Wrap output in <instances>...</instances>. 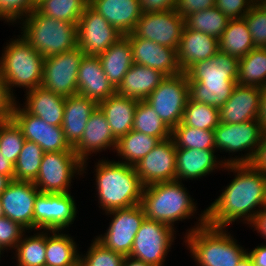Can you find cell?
<instances>
[{"instance_id":"obj_11","label":"cell","mask_w":266,"mask_h":266,"mask_svg":"<svg viewBox=\"0 0 266 266\" xmlns=\"http://www.w3.org/2000/svg\"><path fill=\"white\" fill-rule=\"evenodd\" d=\"M84 53L78 48L45 58L41 86L68 97L77 94V77Z\"/></svg>"},{"instance_id":"obj_56","label":"cell","mask_w":266,"mask_h":266,"mask_svg":"<svg viewBox=\"0 0 266 266\" xmlns=\"http://www.w3.org/2000/svg\"><path fill=\"white\" fill-rule=\"evenodd\" d=\"M257 120L263 132H266V86L261 87L260 107Z\"/></svg>"},{"instance_id":"obj_45","label":"cell","mask_w":266,"mask_h":266,"mask_svg":"<svg viewBox=\"0 0 266 266\" xmlns=\"http://www.w3.org/2000/svg\"><path fill=\"white\" fill-rule=\"evenodd\" d=\"M92 242L86 255L80 254L79 266H122L125 256L105 248L96 239Z\"/></svg>"},{"instance_id":"obj_22","label":"cell","mask_w":266,"mask_h":266,"mask_svg":"<svg viewBox=\"0 0 266 266\" xmlns=\"http://www.w3.org/2000/svg\"><path fill=\"white\" fill-rule=\"evenodd\" d=\"M116 93L102 69L98 56L83 55L77 77V94L97 104Z\"/></svg>"},{"instance_id":"obj_14","label":"cell","mask_w":266,"mask_h":266,"mask_svg":"<svg viewBox=\"0 0 266 266\" xmlns=\"http://www.w3.org/2000/svg\"><path fill=\"white\" fill-rule=\"evenodd\" d=\"M77 207L70 193H39L34 205V231L66 229L73 224Z\"/></svg>"},{"instance_id":"obj_54","label":"cell","mask_w":266,"mask_h":266,"mask_svg":"<svg viewBox=\"0 0 266 266\" xmlns=\"http://www.w3.org/2000/svg\"><path fill=\"white\" fill-rule=\"evenodd\" d=\"M249 225L255 227V231L257 230L263 239H266V205L254 216Z\"/></svg>"},{"instance_id":"obj_34","label":"cell","mask_w":266,"mask_h":266,"mask_svg":"<svg viewBox=\"0 0 266 266\" xmlns=\"http://www.w3.org/2000/svg\"><path fill=\"white\" fill-rule=\"evenodd\" d=\"M160 141L161 140L157 137L131 130L125 136L117 140L115 151L118 156L125 160H118V162L135 166L158 145Z\"/></svg>"},{"instance_id":"obj_62","label":"cell","mask_w":266,"mask_h":266,"mask_svg":"<svg viewBox=\"0 0 266 266\" xmlns=\"http://www.w3.org/2000/svg\"><path fill=\"white\" fill-rule=\"evenodd\" d=\"M4 216L3 211H2V205H1V201H0V217Z\"/></svg>"},{"instance_id":"obj_20","label":"cell","mask_w":266,"mask_h":266,"mask_svg":"<svg viewBox=\"0 0 266 266\" xmlns=\"http://www.w3.org/2000/svg\"><path fill=\"white\" fill-rule=\"evenodd\" d=\"M132 47L133 62L161 71L166 76L182 73L176 49L159 45L139 37H128Z\"/></svg>"},{"instance_id":"obj_21","label":"cell","mask_w":266,"mask_h":266,"mask_svg":"<svg viewBox=\"0 0 266 266\" xmlns=\"http://www.w3.org/2000/svg\"><path fill=\"white\" fill-rule=\"evenodd\" d=\"M261 88L236 84L230 98L219 108V122L237 124L256 120Z\"/></svg>"},{"instance_id":"obj_17","label":"cell","mask_w":266,"mask_h":266,"mask_svg":"<svg viewBox=\"0 0 266 266\" xmlns=\"http://www.w3.org/2000/svg\"><path fill=\"white\" fill-rule=\"evenodd\" d=\"M40 191L33 182L12 180L0 196L5 217L34 230V205Z\"/></svg>"},{"instance_id":"obj_4","label":"cell","mask_w":266,"mask_h":266,"mask_svg":"<svg viewBox=\"0 0 266 266\" xmlns=\"http://www.w3.org/2000/svg\"><path fill=\"white\" fill-rule=\"evenodd\" d=\"M21 18V34L44 58L78 47L77 25L41 14L36 8Z\"/></svg>"},{"instance_id":"obj_7","label":"cell","mask_w":266,"mask_h":266,"mask_svg":"<svg viewBox=\"0 0 266 266\" xmlns=\"http://www.w3.org/2000/svg\"><path fill=\"white\" fill-rule=\"evenodd\" d=\"M263 133L257 119L237 124L219 123L214 129L216 150L229 153L246 150L248 153L241 157L235 156L223 160L225 164H250L257 152Z\"/></svg>"},{"instance_id":"obj_3","label":"cell","mask_w":266,"mask_h":266,"mask_svg":"<svg viewBox=\"0 0 266 266\" xmlns=\"http://www.w3.org/2000/svg\"><path fill=\"white\" fill-rule=\"evenodd\" d=\"M95 167L100 209L108 212L141 203L144 185L134 166L102 159Z\"/></svg>"},{"instance_id":"obj_28","label":"cell","mask_w":266,"mask_h":266,"mask_svg":"<svg viewBox=\"0 0 266 266\" xmlns=\"http://www.w3.org/2000/svg\"><path fill=\"white\" fill-rule=\"evenodd\" d=\"M23 107L29 114L39 117L53 126H61L66 97L53 93L42 86L29 90Z\"/></svg>"},{"instance_id":"obj_50","label":"cell","mask_w":266,"mask_h":266,"mask_svg":"<svg viewBox=\"0 0 266 266\" xmlns=\"http://www.w3.org/2000/svg\"><path fill=\"white\" fill-rule=\"evenodd\" d=\"M16 97H14L5 81L0 76V122L11 120L13 109L16 104Z\"/></svg>"},{"instance_id":"obj_59","label":"cell","mask_w":266,"mask_h":266,"mask_svg":"<svg viewBox=\"0 0 266 266\" xmlns=\"http://www.w3.org/2000/svg\"><path fill=\"white\" fill-rule=\"evenodd\" d=\"M12 179L9 176H5L0 174V196L5 191V189L8 187Z\"/></svg>"},{"instance_id":"obj_44","label":"cell","mask_w":266,"mask_h":266,"mask_svg":"<svg viewBox=\"0 0 266 266\" xmlns=\"http://www.w3.org/2000/svg\"><path fill=\"white\" fill-rule=\"evenodd\" d=\"M25 140L21 129L12 119L0 122V152L11 163H16Z\"/></svg>"},{"instance_id":"obj_15","label":"cell","mask_w":266,"mask_h":266,"mask_svg":"<svg viewBox=\"0 0 266 266\" xmlns=\"http://www.w3.org/2000/svg\"><path fill=\"white\" fill-rule=\"evenodd\" d=\"M78 48L84 55L98 56L123 35L87 5L77 24Z\"/></svg>"},{"instance_id":"obj_19","label":"cell","mask_w":266,"mask_h":266,"mask_svg":"<svg viewBox=\"0 0 266 266\" xmlns=\"http://www.w3.org/2000/svg\"><path fill=\"white\" fill-rule=\"evenodd\" d=\"M117 140L114 138L111 128L99 108L89 117L81 140L73 147L78 159L82 162V173L86 169L88 156L91 153L101 152L105 149L116 148Z\"/></svg>"},{"instance_id":"obj_63","label":"cell","mask_w":266,"mask_h":266,"mask_svg":"<svg viewBox=\"0 0 266 266\" xmlns=\"http://www.w3.org/2000/svg\"><path fill=\"white\" fill-rule=\"evenodd\" d=\"M4 250L0 247V258H1V255H2V252H3Z\"/></svg>"},{"instance_id":"obj_5","label":"cell","mask_w":266,"mask_h":266,"mask_svg":"<svg viewBox=\"0 0 266 266\" xmlns=\"http://www.w3.org/2000/svg\"><path fill=\"white\" fill-rule=\"evenodd\" d=\"M196 204L180 180L144 186L140 203L146 218L172 228L176 221L193 216L197 210Z\"/></svg>"},{"instance_id":"obj_26","label":"cell","mask_w":266,"mask_h":266,"mask_svg":"<svg viewBox=\"0 0 266 266\" xmlns=\"http://www.w3.org/2000/svg\"><path fill=\"white\" fill-rule=\"evenodd\" d=\"M88 5L122 35L132 33L142 15L139 0H92Z\"/></svg>"},{"instance_id":"obj_27","label":"cell","mask_w":266,"mask_h":266,"mask_svg":"<svg viewBox=\"0 0 266 266\" xmlns=\"http://www.w3.org/2000/svg\"><path fill=\"white\" fill-rule=\"evenodd\" d=\"M97 108L98 104L85 96L75 94L66 97L61 127L72 148L81 140L87 121Z\"/></svg>"},{"instance_id":"obj_47","label":"cell","mask_w":266,"mask_h":266,"mask_svg":"<svg viewBox=\"0 0 266 266\" xmlns=\"http://www.w3.org/2000/svg\"><path fill=\"white\" fill-rule=\"evenodd\" d=\"M38 0H0V20L15 23L37 6Z\"/></svg>"},{"instance_id":"obj_25","label":"cell","mask_w":266,"mask_h":266,"mask_svg":"<svg viewBox=\"0 0 266 266\" xmlns=\"http://www.w3.org/2000/svg\"><path fill=\"white\" fill-rule=\"evenodd\" d=\"M215 152L216 149L176 148V180H193L224 168L226 164L217 160Z\"/></svg>"},{"instance_id":"obj_6","label":"cell","mask_w":266,"mask_h":266,"mask_svg":"<svg viewBox=\"0 0 266 266\" xmlns=\"http://www.w3.org/2000/svg\"><path fill=\"white\" fill-rule=\"evenodd\" d=\"M18 37L7 43L0 57V76L13 96L14 87H25L27 92L41 86L45 60L22 36Z\"/></svg>"},{"instance_id":"obj_31","label":"cell","mask_w":266,"mask_h":266,"mask_svg":"<svg viewBox=\"0 0 266 266\" xmlns=\"http://www.w3.org/2000/svg\"><path fill=\"white\" fill-rule=\"evenodd\" d=\"M98 58L109 82L117 89L126 72L134 64L130 39L123 35L112 46L98 55Z\"/></svg>"},{"instance_id":"obj_2","label":"cell","mask_w":266,"mask_h":266,"mask_svg":"<svg viewBox=\"0 0 266 266\" xmlns=\"http://www.w3.org/2000/svg\"><path fill=\"white\" fill-rule=\"evenodd\" d=\"M198 219L197 225L187 230L184 237L197 266H237L247 254L244 247L225 228L208 226L206 210Z\"/></svg>"},{"instance_id":"obj_18","label":"cell","mask_w":266,"mask_h":266,"mask_svg":"<svg viewBox=\"0 0 266 266\" xmlns=\"http://www.w3.org/2000/svg\"><path fill=\"white\" fill-rule=\"evenodd\" d=\"M134 168L144 186L176 180V146L173 139L160 141Z\"/></svg>"},{"instance_id":"obj_8","label":"cell","mask_w":266,"mask_h":266,"mask_svg":"<svg viewBox=\"0 0 266 266\" xmlns=\"http://www.w3.org/2000/svg\"><path fill=\"white\" fill-rule=\"evenodd\" d=\"M188 99V77L182 72L166 76L145 101L172 130L182 122Z\"/></svg>"},{"instance_id":"obj_42","label":"cell","mask_w":266,"mask_h":266,"mask_svg":"<svg viewBox=\"0 0 266 266\" xmlns=\"http://www.w3.org/2000/svg\"><path fill=\"white\" fill-rule=\"evenodd\" d=\"M176 148L187 149H216L214 131L196 129L186 126L183 122L171 131Z\"/></svg>"},{"instance_id":"obj_39","label":"cell","mask_w":266,"mask_h":266,"mask_svg":"<svg viewBox=\"0 0 266 266\" xmlns=\"http://www.w3.org/2000/svg\"><path fill=\"white\" fill-rule=\"evenodd\" d=\"M44 153L38 144L25 140L14 164V180L34 182L39 173Z\"/></svg>"},{"instance_id":"obj_29","label":"cell","mask_w":266,"mask_h":266,"mask_svg":"<svg viewBox=\"0 0 266 266\" xmlns=\"http://www.w3.org/2000/svg\"><path fill=\"white\" fill-rule=\"evenodd\" d=\"M165 77L166 75L157 69L134 63L126 72L116 93L143 101Z\"/></svg>"},{"instance_id":"obj_46","label":"cell","mask_w":266,"mask_h":266,"mask_svg":"<svg viewBox=\"0 0 266 266\" xmlns=\"http://www.w3.org/2000/svg\"><path fill=\"white\" fill-rule=\"evenodd\" d=\"M255 48H266V13L255 3L244 15Z\"/></svg>"},{"instance_id":"obj_38","label":"cell","mask_w":266,"mask_h":266,"mask_svg":"<svg viewBox=\"0 0 266 266\" xmlns=\"http://www.w3.org/2000/svg\"><path fill=\"white\" fill-rule=\"evenodd\" d=\"M229 20L226 15L214 6L187 16L184 19V26L187 29L201 31L219 39Z\"/></svg>"},{"instance_id":"obj_49","label":"cell","mask_w":266,"mask_h":266,"mask_svg":"<svg viewBox=\"0 0 266 266\" xmlns=\"http://www.w3.org/2000/svg\"><path fill=\"white\" fill-rule=\"evenodd\" d=\"M254 4L252 0H215V6L229 19L243 18Z\"/></svg>"},{"instance_id":"obj_58","label":"cell","mask_w":266,"mask_h":266,"mask_svg":"<svg viewBox=\"0 0 266 266\" xmlns=\"http://www.w3.org/2000/svg\"><path fill=\"white\" fill-rule=\"evenodd\" d=\"M122 266H152V265L145 263L141 260L132 258L130 256H125Z\"/></svg>"},{"instance_id":"obj_43","label":"cell","mask_w":266,"mask_h":266,"mask_svg":"<svg viewBox=\"0 0 266 266\" xmlns=\"http://www.w3.org/2000/svg\"><path fill=\"white\" fill-rule=\"evenodd\" d=\"M182 122L196 129L212 130L219 125V108L188 99Z\"/></svg>"},{"instance_id":"obj_16","label":"cell","mask_w":266,"mask_h":266,"mask_svg":"<svg viewBox=\"0 0 266 266\" xmlns=\"http://www.w3.org/2000/svg\"><path fill=\"white\" fill-rule=\"evenodd\" d=\"M16 102L12 120L21 129L26 140L38 144L44 152L74 151L66 141L61 126H53L39 117L29 114Z\"/></svg>"},{"instance_id":"obj_36","label":"cell","mask_w":266,"mask_h":266,"mask_svg":"<svg viewBox=\"0 0 266 266\" xmlns=\"http://www.w3.org/2000/svg\"><path fill=\"white\" fill-rule=\"evenodd\" d=\"M237 82H189V99L220 108L231 96Z\"/></svg>"},{"instance_id":"obj_37","label":"cell","mask_w":266,"mask_h":266,"mask_svg":"<svg viewBox=\"0 0 266 266\" xmlns=\"http://www.w3.org/2000/svg\"><path fill=\"white\" fill-rule=\"evenodd\" d=\"M132 130L157 137L161 141L171 137V129L145 100L138 101Z\"/></svg>"},{"instance_id":"obj_23","label":"cell","mask_w":266,"mask_h":266,"mask_svg":"<svg viewBox=\"0 0 266 266\" xmlns=\"http://www.w3.org/2000/svg\"><path fill=\"white\" fill-rule=\"evenodd\" d=\"M218 51V38L183 27L176 50L178 64L183 73L196 62L211 59Z\"/></svg>"},{"instance_id":"obj_32","label":"cell","mask_w":266,"mask_h":266,"mask_svg":"<svg viewBox=\"0 0 266 266\" xmlns=\"http://www.w3.org/2000/svg\"><path fill=\"white\" fill-rule=\"evenodd\" d=\"M79 257L77 245L71 236L59 230H47L45 266H79Z\"/></svg>"},{"instance_id":"obj_48","label":"cell","mask_w":266,"mask_h":266,"mask_svg":"<svg viewBox=\"0 0 266 266\" xmlns=\"http://www.w3.org/2000/svg\"><path fill=\"white\" fill-rule=\"evenodd\" d=\"M27 231L19 223L12 221L11 219L2 216L0 217V247L7 251L9 249H15L22 236ZM24 232V233H23Z\"/></svg>"},{"instance_id":"obj_12","label":"cell","mask_w":266,"mask_h":266,"mask_svg":"<svg viewBox=\"0 0 266 266\" xmlns=\"http://www.w3.org/2000/svg\"><path fill=\"white\" fill-rule=\"evenodd\" d=\"M106 215H113L105 234L95 238L105 248L129 256L134 243V237L140 228L145 213L140 204L129 208L114 209L105 212Z\"/></svg>"},{"instance_id":"obj_9","label":"cell","mask_w":266,"mask_h":266,"mask_svg":"<svg viewBox=\"0 0 266 266\" xmlns=\"http://www.w3.org/2000/svg\"><path fill=\"white\" fill-rule=\"evenodd\" d=\"M75 174L83 173L82 162L74 151L45 152L33 183L41 193H69Z\"/></svg>"},{"instance_id":"obj_61","label":"cell","mask_w":266,"mask_h":266,"mask_svg":"<svg viewBox=\"0 0 266 266\" xmlns=\"http://www.w3.org/2000/svg\"><path fill=\"white\" fill-rule=\"evenodd\" d=\"M266 13V0H257L256 2Z\"/></svg>"},{"instance_id":"obj_53","label":"cell","mask_w":266,"mask_h":266,"mask_svg":"<svg viewBox=\"0 0 266 266\" xmlns=\"http://www.w3.org/2000/svg\"><path fill=\"white\" fill-rule=\"evenodd\" d=\"M250 164L266 176V132L263 133L257 152Z\"/></svg>"},{"instance_id":"obj_24","label":"cell","mask_w":266,"mask_h":266,"mask_svg":"<svg viewBox=\"0 0 266 266\" xmlns=\"http://www.w3.org/2000/svg\"><path fill=\"white\" fill-rule=\"evenodd\" d=\"M239 59L218 51L211 59L196 62L185 73L188 82H237Z\"/></svg>"},{"instance_id":"obj_52","label":"cell","mask_w":266,"mask_h":266,"mask_svg":"<svg viewBox=\"0 0 266 266\" xmlns=\"http://www.w3.org/2000/svg\"><path fill=\"white\" fill-rule=\"evenodd\" d=\"M177 0H139L142 13L164 12L175 9Z\"/></svg>"},{"instance_id":"obj_55","label":"cell","mask_w":266,"mask_h":266,"mask_svg":"<svg viewBox=\"0 0 266 266\" xmlns=\"http://www.w3.org/2000/svg\"><path fill=\"white\" fill-rule=\"evenodd\" d=\"M247 254L252 260L253 266H266V244L257 246L251 252L247 251Z\"/></svg>"},{"instance_id":"obj_57","label":"cell","mask_w":266,"mask_h":266,"mask_svg":"<svg viewBox=\"0 0 266 266\" xmlns=\"http://www.w3.org/2000/svg\"><path fill=\"white\" fill-rule=\"evenodd\" d=\"M0 174L9 176L14 180V164L11 163L5 156L0 152Z\"/></svg>"},{"instance_id":"obj_60","label":"cell","mask_w":266,"mask_h":266,"mask_svg":"<svg viewBox=\"0 0 266 266\" xmlns=\"http://www.w3.org/2000/svg\"><path fill=\"white\" fill-rule=\"evenodd\" d=\"M237 266H253V263L248 254H246L237 264Z\"/></svg>"},{"instance_id":"obj_30","label":"cell","mask_w":266,"mask_h":266,"mask_svg":"<svg viewBox=\"0 0 266 266\" xmlns=\"http://www.w3.org/2000/svg\"><path fill=\"white\" fill-rule=\"evenodd\" d=\"M137 104L138 100L117 93L98 103L116 140L132 130Z\"/></svg>"},{"instance_id":"obj_41","label":"cell","mask_w":266,"mask_h":266,"mask_svg":"<svg viewBox=\"0 0 266 266\" xmlns=\"http://www.w3.org/2000/svg\"><path fill=\"white\" fill-rule=\"evenodd\" d=\"M87 5V0H38L36 9L45 16L77 25Z\"/></svg>"},{"instance_id":"obj_35","label":"cell","mask_w":266,"mask_h":266,"mask_svg":"<svg viewBox=\"0 0 266 266\" xmlns=\"http://www.w3.org/2000/svg\"><path fill=\"white\" fill-rule=\"evenodd\" d=\"M237 84L249 87L266 86V48L252 49L239 59Z\"/></svg>"},{"instance_id":"obj_1","label":"cell","mask_w":266,"mask_h":266,"mask_svg":"<svg viewBox=\"0 0 266 266\" xmlns=\"http://www.w3.org/2000/svg\"><path fill=\"white\" fill-rule=\"evenodd\" d=\"M225 168L237 174L206 208V224L226 228L240 218L249 224L266 205V176L251 164H226Z\"/></svg>"},{"instance_id":"obj_13","label":"cell","mask_w":266,"mask_h":266,"mask_svg":"<svg viewBox=\"0 0 266 266\" xmlns=\"http://www.w3.org/2000/svg\"><path fill=\"white\" fill-rule=\"evenodd\" d=\"M183 17L175 10L142 13L133 32L127 37H139L177 50L182 30Z\"/></svg>"},{"instance_id":"obj_51","label":"cell","mask_w":266,"mask_h":266,"mask_svg":"<svg viewBox=\"0 0 266 266\" xmlns=\"http://www.w3.org/2000/svg\"><path fill=\"white\" fill-rule=\"evenodd\" d=\"M215 6V0H177L175 10L185 19L187 16Z\"/></svg>"},{"instance_id":"obj_33","label":"cell","mask_w":266,"mask_h":266,"mask_svg":"<svg viewBox=\"0 0 266 266\" xmlns=\"http://www.w3.org/2000/svg\"><path fill=\"white\" fill-rule=\"evenodd\" d=\"M218 45L220 52L237 59L243 58L252 49H255L244 17L229 20L227 27L218 39Z\"/></svg>"},{"instance_id":"obj_10","label":"cell","mask_w":266,"mask_h":266,"mask_svg":"<svg viewBox=\"0 0 266 266\" xmlns=\"http://www.w3.org/2000/svg\"><path fill=\"white\" fill-rule=\"evenodd\" d=\"M174 232L171 226L145 217L134 237L129 256L152 266H164L174 242Z\"/></svg>"},{"instance_id":"obj_40","label":"cell","mask_w":266,"mask_h":266,"mask_svg":"<svg viewBox=\"0 0 266 266\" xmlns=\"http://www.w3.org/2000/svg\"><path fill=\"white\" fill-rule=\"evenodd\" d=\"M25 236H22L15 248L17 266H45L46 230Z\"/></svg>"}]
</instances>
